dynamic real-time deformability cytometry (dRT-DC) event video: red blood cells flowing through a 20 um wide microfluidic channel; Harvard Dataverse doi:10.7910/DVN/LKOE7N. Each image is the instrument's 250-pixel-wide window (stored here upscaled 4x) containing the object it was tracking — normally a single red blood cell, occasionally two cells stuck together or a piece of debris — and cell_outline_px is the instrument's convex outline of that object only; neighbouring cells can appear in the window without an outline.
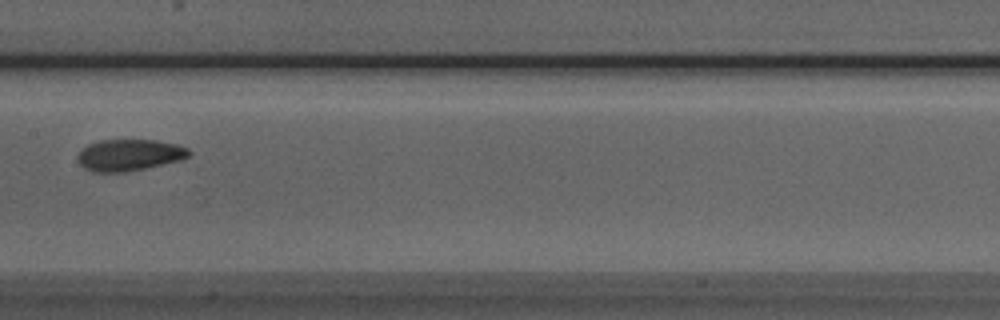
{"species": "Egyptian fruit bat (a non-hibernating species)", "species_latin": "Rousettus aegyptiacus", "temperature_condition": "room temperature", "stored_images_in_passage": 8, "camera_frame_rate_fps": 3000, "um_per_image_px": 0.085, "animal": {"sex": "male"}, "frame": {"image": 1, "passage_image": 8, "time_ms": 8.0, "image_size_px": [1000, 320], "cell_outline_px": [[192, 152], [188, 156], [180, 160], [144, 168], [124, 172], [92, 172], [84, 168], [76, 160], [76, 156], [88, 144], [100, 140], [156, 140], [176, 144], [188, 148]], "centroid_in_image_um": [10.96, 13.17], "position_along_channel_um": 196.4, "area_um2": 20.4}}